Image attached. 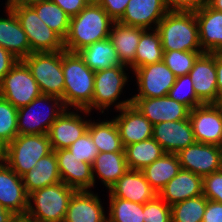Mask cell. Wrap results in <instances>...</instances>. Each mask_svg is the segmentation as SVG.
Listing matches in <instances>:
<instances>
[{
    "label": "cell",
    "mask_w": 222,
    "mask_h": 222,
    "mask_svg": "<svg viewBox=\"0 0 222 222\" xmlns=\"http://www.w3.org/2000/svg\"><path fill=\"white\" fill-rule=\"evenodd\" d=\"M107 222H144L143 204L109 198Z\"/></svg>",
    "instance_id": "obj_37"
},
{
    "label": "cell",
    "mask_w": 222,
    "mask_h": 222,
    "mask_svg": "<svg viewBox=\"0 0 222 222\" xmlns=\"http://www.w3.org/2000/svg\"><path fill=\"white\" fill-rule=\"evenodd\" d=\"M31 7L36 11L38 17L63 40L67 37L71 17L61 7L51 0L34 4Z\"/></svg>",
    "instance_id": "obj_35"
},
{
    "label": "cell",
    "mask_w": 222,
    "mask_h": 222,
    "mask_svg": "<svg viewBox=\"0 0 222 222\" xmlns=\"http://www.w3.org/2000/svg\"><path fill=\"white\" fill-rule=\"evenodd\" d=\"M94 72L123 64L109 38L97 41L78 52Z\"/></svg>",
    "instance_id": "obj_30"
},
{
    "label": "cell",
    "mask_w": 222,
    "mask_h": 222,
    "mask_svg": "<svg viewBox=\"0 0 222 222\" xmlns=\"http://www.w3.org/2000/svg\"><path fill=\"white\" fill-rule=\"evenodd\" d=\"M26 192L30 193L61 182L55 151L42 157L36 166L22 176Z\"/></svg>",
    "instance_id": "obj_28"
},
{
    "label": "cell",
    "mask_w": 222,
    "mask_h": 222,
    "mask_svg": "<svg viewBox=\"0 0 222 222\" xmlns=\"http://www.w3.org/2000/svg\"><path fill=\"white\" fill-rule=\"evenodd\" d=\"M163 48L157 29H146L140 37L136 48L135 60L129 66L131 71L162 61Z\"/></svg>",
    "instance_id": "obj_34"
},
{
    "label": "cell",
    "mask_w": 222,
    "mask_h": 222,
    "mask_svg": "<svg viewBox=\"0 0 222 222\" xmlns=\"http://www.w3.org/2000/svg\"><path fill=\"white\" fill-rule=\"evenodd\" d=\"M19 61L12 53L3 49L0 46V83L4 76L12 69Z\"/></svg>",
    "instance_id": "obj_47"
},
{
    "label": "cell",
    "mask_w": 222,
    "mask_h": 222,
    "mask_svg": "<svg viewBox=\"0 0 222 222\" xmlns=\"http://www.w3.org/2000/svg\"><path fill=\"white\" fill-rule=\"evenodd\" d=\"M100 200L91 190L76 191L69 202L64 222H107Z\"/></svg>",
    "instance_id": "obj_23"
},
{
    "label": "cell",
    "mask_w": 222,
    "mask_h": 222,
    "mask_svg": "<svg viewBox=\"0 0 222 222\" xmlns=\"http://www.w3.org/2000/svg\"><path fill=\"white\" fill-rule=\"evenodd\" d=\"M77 190L59 182L29 194L23 222H64L66 211Z\"/></svg>",
    "instance_id": "obj_3"
},
{
    "label": "cell",
    "mask_w": 222,
    "mask_h": 222,
    "mask_svg": "<svg viewBox=\"0 0 222 222\" xmlns=\"http://www.w3.org/2000/svg\"><path fill=\"white\" fill-rule=\"evenodd\" d=\"M152 137L166 153L174 154L196 142L190 119L157 123L153 125Z\"/></svg>",
    "instance_id": "obj_19"
},
{
    "label": "cell",
    "mask_w": 222,
    "mask_h": 222,
    "mask_svg": "<svg viewBox=\"0 0 222 222\" xmlns=\"http://www.w3.org/2000/svg\"><path fill=\"white\" fill-rule=\"evenodd\" d=\"M144 222H172L171 206L158 195L143 205Z\"/></svg>",
    "instance_id": "obj_41"
},
{
    "label": "cell",
    "mask_w": 222,
    "mask_h": 222,
    "mask_svg": "<svg viewBox=\"0 0 222 222\" xmlns=\"http://www.w3.org/2000/svg\"><path fill=\"white\" fill-rule=\"evenodd\" d=\"M59 7L63 9V11L70 17H74L79 14L86 6V2L84 0H51Z\"/></svg>",
    "instance_id": "obj_46"
},
{
    "label": "cell",
    "mask_w": 222,
    "mask_h": 222,
    "mask_svg": "<svg viewBox=\"0 0 222 222\" xmlns=\"http://www.w3.org/2000/svg\"><path fill=\"white\" fill-rule=\"evenodd\" d=\"M128 3L129 0H101L99 5L114 21H119Z\"/></svg>",
    "instance_id": "obj_45"
},
{
    "label": "cell",
    "mask_w": 222,
    "mask_h": 222,
    "mask_svg": "<svg viewBox=\"0 0 222 222\" xmlns=\"http://www.w3.org/2000/svg\"><path fill=\"white\" fill-rule=\"evenodd\" d=\"M177 154L165 153L162 157L146 166L142 171L151 187L159 191L181 170Z\"/></svg>",
    "instance_id": "obj_31"
},
{
    "label": "cell",
    "mask_w": 222,
    "mask_h": 222,
    "mask_svg": "<svg viewBox=\"0 0 222 222\" xmlns=\"http://www.w3.org/2000/svg\"><path fill=\"white\" fill-rule=\"evenodd\" d=\"M146 29L115 21L111 27L109 40L114 46L120 61L128 67L134 62L136 48L141 34Z\"/></svg>",
    "instance_id": "obj_27"
},
{
    "label": "cell",
    "mask_w": 222,
    "mask_h": 222,
    "mask_svg": "<svg viewBox=\"0 0 222 222\" xmlns=\"http://www.w3.org/2000/svg\"><path fill=\"white\" fill-rule=\"evenodd\" d=\"M6 17L0 16V46L23 60L31 54L26 33L15 13L5 5Z\"/></svg>",
    "instance_id": "obj_26"
},
{
    "label": "cell",
    "mask_w": 222,
    "mask_h": 222,
    "mask_svg": "<svg viewBox=\"0 0 222 222\" xmlns=\"http://www.w3.org/2000/svg\"><path fill=\"white\" fill-rule=\"evenodd\" d=\"M156 29L163 51L203 52L195 12L169 11Z\"/></svg>",
    "instance_id": "obj_4"
},
{
    "label": "cell",
    "mask_w": 222,
    "mask_h": 222,
    "mask_svg": "<svg viewBox=\"0 0 222 222\" xmlns=\"http://www.w3.org/2000/svg\"><path fill=\"white\" fill-rule=\"evenodd\" d=\"M127 170L125 152H100L92 165L94 185L98 177L109 190Z\"/></svg>",
    "instance_id": "obj_29"
},
{
    "label": "cell",
    "mask_w": 222,
    "mask_h": 222,
    "mask_svg": "<svg viewBox=\"0 0 222 222\" xmlns=\"http://www.w3.org/2000/svg\"><path fill=\"white\" fill-rule=\"evenodd\" d=\"M177 155L183 170L202 177L221 170L222 150L219 145L195 142Z\"/></svg>",
    "instance_id": "obj_13"
},
{
    "label": "cell",
    "mask_w": 222,
    "mask_h": 222,
    "mask_svg": "<svg viewBox=\"0 0 222 222\" xmlns=\"http://www.w3.org/2000/svg\"><path fill=\"white\" fill-rule=\"evenodd\" d=\"M71 110L73 109H65L50 126L47 135L53 151L67 149L88 130L90 120H85L84 117L90 116V112L84 109ZM78 112H82L86 116L83 117Z\"/></svg>",
    "instance_id": "obj_12"
},
{
    "label": "cell",
    "mask_w": 222,
    "mask_h": 222,
    "mask_svg": "<svg viewBox=\"0 0 222 222\" xmlns=\"http://www.w3.org/2000/svg\"><path fill=\"white\" fill-rule=\"evenodd\" d=\"M55 155L62 182L77 191L95 187L91 164L81 162L68 148L55 150Z\"/></svg>",
    "instance_id": "obj_20"
},
{
    "label": "cell",
    "mask_w": 222,
    "mask_h": 222,
    "mask_svg": "<svg viewBox=\"0 0 222 222\" xmlns=\"http://www.w3.org/2000/svg\"><path fill=\"white\" fill-rule=\"evenodd\" d=\"M195 16L203 52H222V12L206 4Z\"/></svg>",
    "instance_id": "obj_24"
},
{
    "label": "cell",
    "mask_w": 222,
    "mask_h": 222,
    "mask_svg": "<svg viewBox=\"0 0 222 222\" xmlns=\"http://www.w3.org/2000/svg\"><path fill=\"white\" fill-rule=\"evenodd\" d=\"M203 177L181 169L158 193L168 205L203 195Z\"/></svg>",
    "instance_id": "obj_25"
},
{
    "label": "cell",
    "mask_w": 222,
    "mask_h": 222,
    "mask_svg": "<svg viewBox=\"0 0 222 222\" xmlns=\"http://www.w3.org/2000/svg\"><path fill=\"white\" fill-rule=\"evenodd\" d=\"M219 147L222 150V140H221V143L219 144Z\"/></svg>",
    "instance_id": "obj_55"
},
{
    "label": "cell",
    "mask_w": 222,
    "mask_h": 222,
    "mask_svg": "<svg viewBox=\"0 0 222 222\" xmlns=\"http://www.w3.org/2000/svg\"><path fill=\"white\" fill-rule=\"evenodd\" d=\"M23 61L30 69L41 94L63 98L62 51L34 52Z\"/></svg>",
    "instance_id": "obj_8"
},
{
    "label": "cell",
    "mask_w": 222,
    "mask_h": 222,
    "mask_svg": "<svg viewBox=\"0 0 222 222\" xmlns=\"http://www.w3.org/2000/svg\"><path fill=\"white\" fill-rule=\"evenodd\" d=\"M202 222H222V203L207 199L206 210Z\"/></svg>",
    "instance_id": "obj_48"
},
{
    "label": "cell",
    "mask_w": 222,
    "mask_h": 222,
    "mask_svg": "<svg viewBox=\"0 0 222 222\" xmlns=\"http://www.w3.org/2000/svg\"><path fill=\"white\" fill-rule=\"evenodd\" d=\"M197 98L203 104H218L216 52H204L189 72Z\"/></svg>",
    "instance_id": "obj_15"
},
{
    "label": "cell",
    "mask_w": 222,
    "mask_h": 222,
    "mask_svg": "<svg viewBox=\"0 0 222 222\" xmlns=\"http://www.w3.org/2000/svg\"><path fill=\"white\" fill-rule=\"evenodd\" d=\"M97 147L98 152H125L118 128L114 119L99 120L90 119L88 130Z\"/></svg>",
    "instance_id": "obj_32"
},
{
    "label": "cell",
    "mask_w": 222,
    "mask_h": 222,
    "mask_svg": "<svg viewBox=\"0 0 222 222\" xmlns=\"http://www.w3.org/2000/svg\"><path fill=\"white\" fill-rule=\"evenodd\" d=\"M5 159V145L0 141V163Z\"/></svg>",
    "instance_id": "obj_53"
},
{
    "label": "cell",
    "mask_w": 222,
    "mask_h": 222,
    "mask_svg": "<svg viewBox=\"0 0 222 222\" xmlns=\"http://www.w3.org/2000/svg\"><path fill=\"white\" fill-rule=\"evenodd\" d=\"M168 12L165 0H129L119 22L143 29H156Z\"/></svg>",
    "instance_id": "obj_21"
},
{
    "label": "cell",
    "mask_w": 222,
    "mask_h": 222,
    "mask_svg": "<svg viewBox=\"0 0 222 222\" xmlns=\"http://www.w3.org/2000/svg\"><path fill=\"white\" fill-rule=\"evenodd\" d=\"M128 68L127 65H118L95 72L92 103L86 111L91 113L95 108V110H100V114H103L111 106L115 105L114 109L118 111L132 104V98L119 100L125 85L129 81V75L126 73Z\"/></svg>",
    "instance_id": "obj_5"
},
{
    "label": "cell",
    "mask_w": 222,
    "mask_h": 222,
    "mask_svg": "<svg viewBox=\"0 0 222 222\" xmlns=\"http://www.w3.org/2000/svg\"><path fill=\"white\" fill-rule=\"evenodd\" d=\"M196 142L219 145L222 140V105L203 104L190 110Z\"/></svg>",
    "instance_id": "obj_14"
},
{
    "label": "cell",
    "mask_w": 222,
    "mask_h": 222,
    "mask_svg": "<svg viewBox=\"0 0 222 222\" xmlns=\"http://www.w3.org/2000/svg\"><path fill=\"white\" fill-rule=\"evenodd\" d=\"M65 109L61 98L41 94L27 106L18 108V135L47 134L50 126Z\"/></svg>",
    "instance_id": "obj_7"
},
{
    "label": "cell",
    "mask_w": 222,
    "mask_h": 222,
    "mask_svg": "<svg viewBox=\"0 0 222 222\" xmlns=\"http://www.w3.org/2000/svg\"><path fill=\"white\" fill-rule=\"evenodd\" d=\"M202 187L208 200L222 203V170L204 176Z\"/></svg>",
    "instance_id": "obj_43"
},
{
    "label": "cell",
    "mask_w": 222,
    "mask_h": 222,
    "mask_svg": "<svg viewBox=\"0 0 222 222\" xmlns=\"http://www.w3.org/2000/svg\"><path fill=\"white\" fill-rule=\"evenodd\" d=\"M208 5L211 8L222 12V0H208Z\"/></svg>",
    "instance_id": "obj_52"
},
{
    "label": "cell",
    "mask_w": 222,
    "mask_h": 222,
    "mask_svg": "<svg viewBox=\"0 0 222 222\" xmlns=\"http://www.w3.org/2000/svg\"><path fill=\"white\" fill-rule=\"evenodd\" d=\"M52 151L47 134L17 135L5 146L4 162L20 177Z\"/></svg>",
    "instance_id": "obj_6"
},
{
    "label": "cell",
    "mask_w": 222,
    "mask_h": 222,
    "mask_svg": "<svg viewBox=\"0 0 222 222\" xmlns=\"http://www.w3.org/2000/svg\"><path fill=\"white\" fill-rule=\"evenodd\" d=\"M68 149L81 162H87L91 165L99 153L88 131L71 144Z\"/></svg>",
    "instance_id": "obj_42"
},
{
    "label": "cell",
    "mask_w": 222,
    "mask_h": 222,
    "mask_svg": "<svg viewBox=\"0 0 222 222\" xmlns=\"http://www.w3.org/2000/svg\"><path fill=\"white\" fill-rule=\"evenodd\" d=\"M18 109L0 96V141L6 146L17 135Z\"/></svg>",
    "instance_id": "obj_38"
},
{
    "label": "cell",
    "mask_w": 222,
    "mask_h": 222,
    "mask_svg": "<svg viewBox=\"0 0 222 222\" xmlns=\"http://www.w3.org/2000/svg\"><path fill=\"white\" fill-rule=\"evenodd\" d=\"M64 92L62 102L66 109L86 110L92 103L95 72L78 53L62 51Z\"/></svg>",
    "instance_id": "obj_2"
},
{
    "label": "cell",
    "mask_w": 222,
    "mask_h": 222,
    "mask_svg": "<svg viewBox=\"0 0 222 222\" xmlns=\"http://www.w3.org/2000/svg\"><path fill=\"white\" fill-rule=\"evenodd\" d=\"M168 96L186 105L190 110L203 105L196 96L189 74L176 77L175 84L169 90Z\"/></svg>",
    "instance_id": "obj_40"
},
{
    "label": "cell",
    "mask_w": 222,
    "mask_h": 222,
    "mask_svg": "<svg viewBox=\"0 0 222 222\" xmlns=\"http://www.w3.org/2000/svg\"><path fill=\"white\" fill-rule=\"evenodd\" d=\"M124 150L128 169L138 171L143 170L166 153L153 137L127 145Z\"/></svg>",
    "instance_id": "obj_33"
},
{
    "label": "cell",
    "mask_w": 222,
    "mask_h": 222,
    "mask_svg": "<svg viewBox=\"0 0 222 222\" xmlns=\"http://www.w3.org/2000/svg\"><path fill=\"white\" fill-rule=\"evenodd\" d=\"M132 104L153 124L189 119L190 109L168 95L157 98H132Z\"/></svg>",
    "instance_id": "obj_17"
},
{
    "label": "cell",
    "mask_w": 222,
    "mask_h": 222,
    "mask_svg": "<svg viewBox=\"0 0 222 222\" xmlns=\"http://www.w3.org/2000/svg\"><path fill=\"white\" fill-rule=\"evenodd\" d=\"M108 192L109 198H121L143 205L158 195L142 171L129 169L109 188Z\"/></svg>",
    "instance_id": "obj_22"
},
{
    "label": "cell",
    "mask_w": 222,
    "mask_h": 222,
    "mask_svg": "<svg viewBox=\"0 0 222 222\" xmlns=\"http://www.w3.org/2000/svg\"><path fill=\"white\" fill-rule=\"evenodd\" d=\"M207 198L200 195L171 205L172 222H202Z\"/></svg>",
    "instance_id": "obj_36"
},
{
    "label": "cell",
    "mask_w": 222,
    "mask_h": 222,
    "mask_svg": "<svg viewBox=\"0 0 222 222\" xmlns=\"http://www.w3.org/2000/svg\"><path fill=\"white\" fill-rule=\"evenodd\" d=\"M169 11L195 12L208 4V0H165Z\"/></svg>",
    "instance_id": "obj_44"
},
{
    "label": "cell",
    "mask_w": 222,
    "mask_h": 222,
    "mask_svg": "<svg viewBox=\"0 0 222 222\" xmlns=\"http://www.w3.org/2000/svg\"><path fill=\"white\" fill-rule=\"evenodd\" d=\"M113 116L123 146L147 140L153 136V124L133 104L125 106Z\"/></svg>",
    "instance_id": "obj_18"
},
{
    "label": "cell",
    "mask_w": 222,
    "mask_h": 222,
    "mask_svg": "<svg viewBox=\"0 0 222 222\" xmlns=\"http://www.w3.org/2000/svg\"><path fill=\"white\" fill-rule=\"evenodd\" d=\"M41 95L39 86L23 60H19L0 83V96L17 109Z\"/></svg>",
    "instance_id": "obj_10"
},
{
    "label": "cell",
    "mask_w": 222,
    "mask_h": 222,
    "mask_svg": "<svg viewBox=\"0 0 222 222\" xmlns=\"http://www.w3.org/2000/svg\"><path fill=\"white\" fill-rule=\"evenodd\" d=\"M18 18L27 35L31 53L63 51L64 40L49 28L31 6H7Z\"/></svg>",
    "instance_id": "obj_9"
},
{
    "label": "cell",
    "mask_w": 222,
    "mask_h": 222,
    "mask_svg": "<svg viewBox=\"0 0 222 222\" xmlns=\"http://www.w3.org/2000/svg\"><path fill=\"white\" fill-rule=\"evenodd\" d=\"M218 104L222 102V52H216Z\"/></svg>",
    "instance_id": "obj_49"
},
{
    "label": "cell",
    "mask_w": 222,
    "mask_h": 222,
    "mask_svg": "<svg viewBox=\"0 0 222 222\" xmlns=\"http://www.w3.org/2000/svg\"><path fill=\"white\" fill-rule=\"evenodd\" d=\"M138 93L131 98H157L167 96L175 84L176 76L163 61L133 70Z\"/></svg>",
    "instance_id": "obj_11"
},
{
    "label": "cell",
    "mask_w": 222,
    "mask_h": 222,
    "mask_svg": "<svg viewBox=\"0 0 222 222\" xmlns=\"http://www.w3.org/2000/svg\"><path fill=\"white\" fill-rule=\"evenodd\" d=\"M87 5H99L101 0H84Z\"/></svg>",
    "instance_id": "obj_54"
},
{
    "label": "cell",
    "mask_w": 222,
    "mask_h": 222,
    "mask_svg": "<svg viewBox=\"0 0 222 222\" xmlns=\"http://www.w3.org/2000/svg\"><path fill=\"white\" fill-rule=\"evenodd\" d=\"M20 220L0 204V222H19Z\"/></svg>",
    "instance_id": "obj_51"
},
{
    "label": "cell",
    "mask_w": 222,
    "mask_h": 222,
    "mask_svg": "<svg viewBox=\"0 0 222 222\" xmlns=\"http://www.w3.org/2000/svg\"><path fill=\"white\" fill-rule=\"evenodd\" d=\"M49 0H7L6 6H32L34 4Z\"/></svg>",
    "instance_id": "obj_50"
},
{
    "label": "cell",
    "mask_w": 222,
    "mask_h": 222,
    "mask_svg": "<svg viewBox=\"0 0 222 222\" xmlns=\"http://www.w3.org/2000/svg\"><path fill=\"white\" fill-rule=\"evenodd\" d=\"M28 197L22 177L5 162L0 163V204L23 220L28 209Z\"/></svg>",
    "instance_id": "obj_16"
},
{
    "label": "cell",
    "mask_w": 222,
    "mask_h": 222,
    "mask_svg": "<svg viewBox=\"0 0 222 222\" xmlns=\"http://www.w3.org/2000/svg\"><path fill=\"white\" fill-rule=\"evenodd\" d=\"M204 52L163 51L162 61L176 77L189 74L194 61Z\"/></svg>",
    "instance_id": "obj_39"
},
{
    "label": "cell",
    "mask_w": 222,
    "mask_h": 222,
    "mask_svg": "<svg viewBox=\"0 0 222 222\" xmlns=\"http://www.w3.org/2000/svg\"><path fill=\"white\" fill-rule=\"evenodd\" d=\"M115 21L100 5H87L70 19L69 32L64 39V49L78 53L83 48L109 37Z\"/></svg>",
    "instance_id": "obj_1"
}]
</instances>
